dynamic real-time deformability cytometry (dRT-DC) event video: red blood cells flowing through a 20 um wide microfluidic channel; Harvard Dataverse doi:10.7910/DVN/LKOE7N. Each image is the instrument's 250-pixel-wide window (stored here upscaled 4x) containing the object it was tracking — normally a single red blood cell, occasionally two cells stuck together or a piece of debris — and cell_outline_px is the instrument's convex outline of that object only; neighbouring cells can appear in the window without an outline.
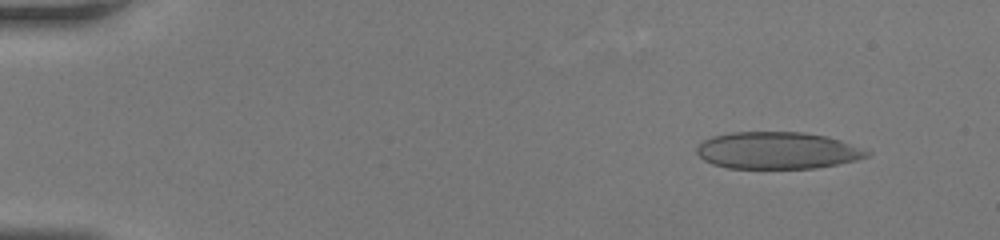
{"species": "human", "species_latin": "Homo sapiens", "temperature_condition": "room temperature", "stored_images_in_passage": 45, "camera_frame_rate_fps": 3000, "um_per_image_px": 0.085, "donor": {"sex": "female"}, "frame": {"image": 1, "passage_image": 4, "time_ms": 1.0, "image_size_px": [1000, 240], "cell_outline_px": [[872, 152], [868, 156], [856, 160], [816, 168], [728, 168], [712, 164], [704, 160], [696, 152], [696, 148], [704, 140], [712, 136], [732, 132], [804, 132], [824, 136], [840, 140]], "centroid_in_image_um": [66.06, 12.79], "position_along_channel_um": 18.9, "area_um2": 36.53}}
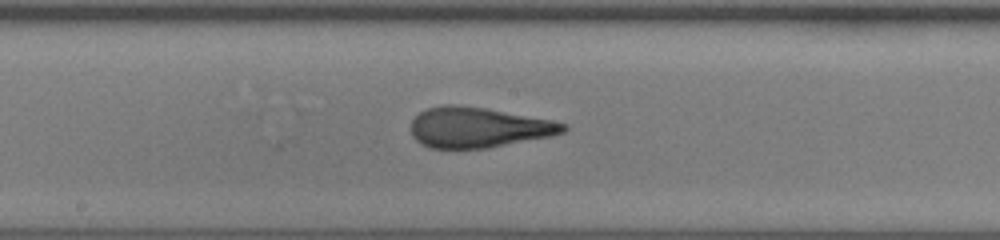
{"frame": {"image": 2, "passage_image": 25, "time_ms": 8.0, "image_size_px": [1000, 240], "cell_outline_px": [[568, 128], [564, 132], [552, 136], [488, 148], [428, 148], [420, 144], [412, 136], [412, 120], [420, 112], [428, 108], [444, 104], [456, 104], [484, 108], [552, 120], [568, 124]], "centroid_in_image_um": [40.66, 10.84], "position_along_channel_um": 207.5, "area_um2": 35.84}}
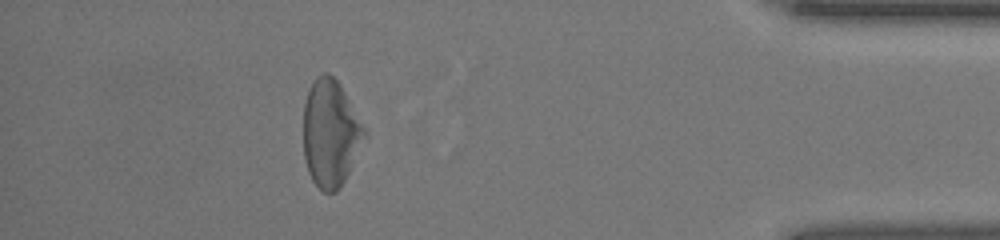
{"frame": {"image": 3, "passage_image": 41, "time_ms": 13.333, "image_size_px": [1000, 240], "cell_outline_px": [[368, 136], [344, 180], [336, 192], [324, 192], [312, 180], [308, 172], [304, 160], [304, 100], [308, 88], [316, 76], [324, 72], [328, 72], [340, 84], [368, 128]], "centroid_in_image_um": [28.12, 11.29], "position_along_channel_um": 407.1, "area_um2": 38.78}}